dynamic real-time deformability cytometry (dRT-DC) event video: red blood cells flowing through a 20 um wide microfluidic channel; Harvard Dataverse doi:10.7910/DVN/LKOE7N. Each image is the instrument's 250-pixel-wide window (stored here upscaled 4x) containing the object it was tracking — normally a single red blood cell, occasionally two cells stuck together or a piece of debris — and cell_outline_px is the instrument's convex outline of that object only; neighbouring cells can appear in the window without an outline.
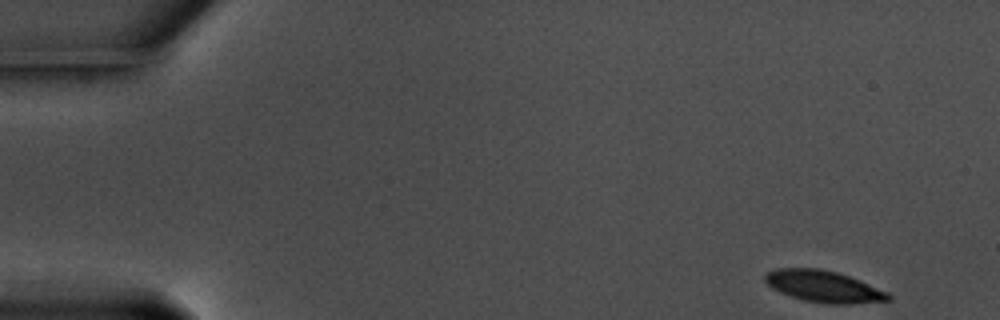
{"species": "common noctule bat (a hibernating species)", "species_latin": "Nyctalus noctula", "temperature_condition": "warm", "stored_images_in_passage": 55, "camera_frame_rate_fps": 3000, "um_per_image_px": 0.085, "animal": {"sex": "male", "body_mass_g": 17.5, "forearm_length_mm": 52.3}, "frame": {"image": 1, "passage_image": 1, "time_ms": 0.0, "image_size_px": [1000, 320], "cell_outline_px": [[892, 300], [852, 304], [824, 304], [804, 300], [780, 292], [772, 288], [764, 280], [764, 276], [768, 272], [776, 268], [816, 268], [836, 272], [860, 280], [888, 292], [892, 296]], "centroid_in_image_um": [70.03, 24.36], "position_along_channel_um": 15.0, "area_um2": 22.72}}
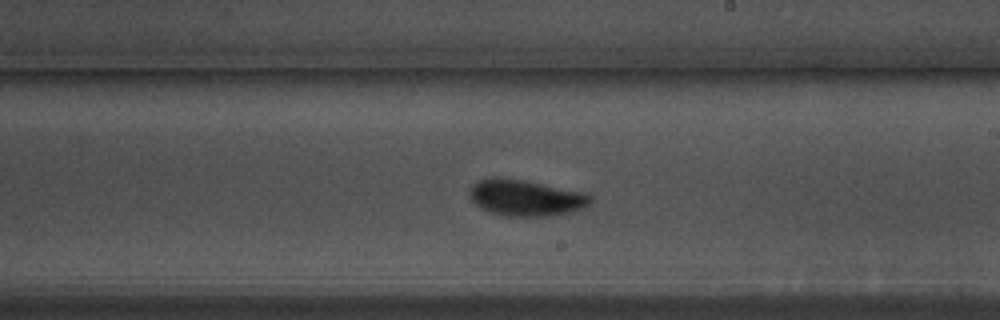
{"frame": {"image": 2, "passage_image": 31, "time_ms": 10.0, "image_size_px": [1000, 320], "cell_outline_px": [[592, 200], [588, 204], [572, 212], [548, 216], [504, 216], [488, 212], [480, 208], [472, 200], [468, 192], [472, 184], [480, 180], [524, 180], [584, 192], [592, 196]], "centroid_in_image_um": [44.7, 16.85], "position_along_channel_um": 244.3, "area_um2": 24.97}}
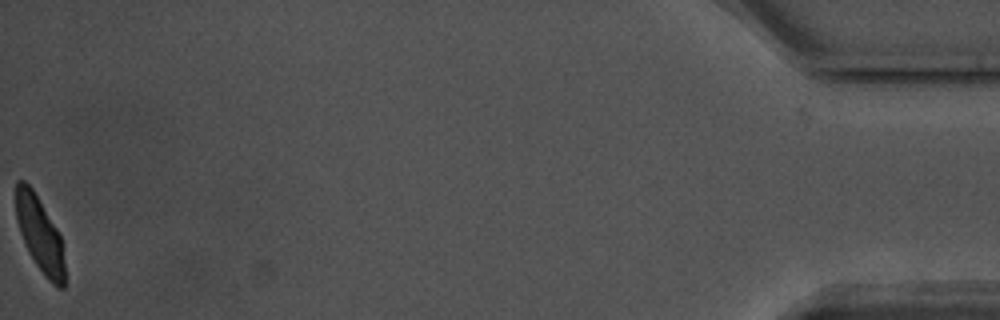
{"frame": {"image": 3, "passage_image": 55, "time_ms": 18.0, "image_size_px": [1000, 320], "cell_outline_px": [[64, 288], [56, 288], [44, 276], [28, 252], [20, 232], [16, 220], [16, 180], [24, 180], [32, 188], [56, 228], [60, 236], [64, 264]], "centroid_in_image_um": [3.36, 19.94], "position_along_channel_um": 431.8, "area_um2": 21.1}, "authors_computed_cell_mechanics": {"area_um2": 23.8136, "velocity_mm_per_s": 3.5458, "shape_relaxation_time_tau1_ms": 2.3385, "shape_relaxation_time_tau2_ms": 1.6459, "deformation_change_tau1": 0.1202, "deformation_change_tau2": 0.0694}}